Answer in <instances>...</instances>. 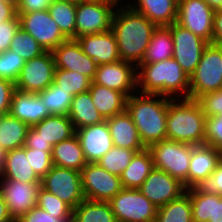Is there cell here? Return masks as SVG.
<instances>
[{"mask_svg":"<svg viewBox=\"0 0 222 222\" xmlns=\"http://www.w3.org/2000/svg\"><path fill=\"white\" fill-rule=\"evenodd\" d=\"M173 56V38L168 26H157L150 39L142 63H155Z\"/></svg>","mask_w":222,"mask_h":222,"instance_id":"cell-34","label":"cell"},{"mask_svg":"<svg viewBox=\"0 0 222 222\" xmlns=\"http://www.w3.org/2000/svg\"><path fill=\"white\" fill-rule=\"evenodd\" d=\"M54 83L75 96L89 91L92 80L79 72L56 68Z\"/></svg>","mask_w":222,"mask_h":222,"instance_id":"cell-38","label":"cell"},{"mask_svg":"<svg viewBox=\"0 0 222 222\" xmlns=\"http://www.w3.org/2000/svg\"><path fill=\"white\" fill-rule=\"evenodd\" d=\"M217 10L222 11V3H221L220 7Z\"/></svg>","mask_w":222,"mask_h":222,"instance_id":"cell-59","label":"cell"},{"mask_svg":"<svg viewBox=\"0 0 222 222\" xmlns=\"http://www.w3.org/2000/svg\"><path fill=\"white\" fill-rule=\"evenodd\" d=\"M16 85L8 80L0 78V116L9 114L12 95Z\"/></svg>","mask_w":222,"mask_h":222,"instance_id":"cell-49","label":"cell"},{"mask_svg":"<svg viewBox=\"0 0 222 222\" xmlns=\"http://www.w3.org/2000/svg\"><path fill=\"white\" fill-rule=\"evenodd\" d=\"M51 0H16L17 12H37L47 10Z\"/></svg>","mask_w":222,"mask_h":222,"instance_id":"cell-51","label":"cell"},{"mask_svg":"<svg viewBox=\"0 0 222 222\" xmlns=\"http://www.w3.org/2000/svg\"><path fill=\"white\" fill-rule=\"evenodd\" d=\"M0 179L16 180L19 182H41L29 162V148L9 150L6 152L5 164Z\"/></svg>","mask_w":222,"mask_h":222,"instance_id":"cell-25","label":"cell"},{"mask_svg":"<svg viewBox=\"0 0 222 222\" xmlns=\"http://www.w3.org/2000/svg\"><path fill=\"white\" fill-rule=\"evenodd\" d=\"M108 202L117 222H155L157 207L138 189L123 188Z\"/></svg>","mask_w":222,"mask_h":222,"instance_id":"cell-7","label":"cell"},{"mask_svg":"<svg viewBox=\"0 0 222 222\" xmlns=\"http://www.w3.org/2000/svg\"><path fill=\"white\" fill-rule=\"evenodd\" d=\"M138 190L157 208L186 192L184 184L167 172L154 168Z\"/></svg>","mask_w":222,"mask_h":222,"instance_id":"cell-17","label":"cell"},{"mask_svg":"<svg viewBox=\"0 0 222 222\" xmlns=\"http://www.w3.org/2000/svg\"><path fill=\"white\" fill-rule=\"evenodd\" d=\"M118 6L99 1H83L76 4V39L111 30L113 16Z\"/></svg>","mask_w":222,"mask_h":222,"instance_id":"cell-12","label":"cell"},{"mask_svg":"<svg viewBox=\"0 0 222 222\" xmlns=\"http://www.w3.org/2000/svg\"><path fill=\"white\" fill-rule=\"evenodd\" d=\"M86 1H99V2H104L108 4H113V5H121L123 4L121 0H86ZM120 3V4H119Z\"/></svg>","mask_w":222,"mask_h":222,"instance_id":"cell-57","label":"cell"},{"mask_svg":"<svg viewBox=\"0 0 222 222\" xmlns=\"http://www.w3.org/2000/svg\"><path fill=\"white\" fill-rule=\"evenodd\" d=\"M31 127L52 146L75 134L73 123L68 116L50 115Z\"/></svg>","mask_w":222,"mask_h":222,"instance_id":"cell-30","label":"cell"},{"mask_svg":"<svg viewBox=\"0 0 222 222\" xmlns=\"http://www.w3.org/2000/svg\"><path fill=\"white\" fill-rule=\"evenodd\" d=\"M51 52L56 68L76 71L93 80L97 64L83 52L77 40L68 39Z\"/></svg>","mask_w":222,"mask_h":222,"instance_id":"cell-18","label":"cell"},{"mask_svg":"<svg viewBox=\"0 0 222 222\" xmlns=\"http://www.w3.org/2000/svg\"><path fill=\"white\" fill-rule=\"evenodd\" d=\"M155 222H193L189 193L186 191L180 197L157 208Z\"/></svg>","mask_w":222,"mask_h":222,"instance_id":"cell-36","label":"cell"},{"mask_svg":"<svg viewBox=\"0 0 222 222\" xmlns=\"http://www.w3.org/2000/svg\"><path fill=\"white\" fill-rule=\"evenodd\" d=\"M212 43L222 46V11L215 10Z\"/></svg>","mask_w":222,"mask_h":222,"instance_id":"cell-53","label":"cell"},{"mask_svg":"<svg viewBox=\"0 0 222 222\" xmlns=\"http://www.w3.org/2000/svg\"><path fill=\"white\" fill-rule=\"evenodd\" d=\"M89 92L94 106L105 120L126 109L127 97L120 91L92 82Z\"/></svg>","mask_w":222,"mask_h":222,"instance_id":"cell-27","label":"cell"},{"mask_svg":"<svg viewBox=\"0 0 222 222\" xmlns=\"http://www.w3.org/2000/svg\"><path fill=\"white\" fill-rule=\"evenodd\" d=\"M47 10L61 32L68 39L76 40V4L62 0H51Z\"/></svg>","mask_w":222,"mask_h":222,"instance_id":"cell-35","label":"cell"},{"mask_svg":"<svg viewBox=\"0 0 222 222\" xmlns=\"http://www.w3.org/2000/svg\"><path fill=\"white\" fill-rule=\"evenodd\" d=\"M15 222H72V219H59L39 207H34Z\"/></svg>","mask_w":222,"mask_h":222,"instance_id":"cell-48","label":"cell"},{"mask_svg":"<svg viewBox=\"0 0 222 222\" xmlns=\"http://www.w3.org/2000/svg\"><path fill=\"white\" fill-rule=\"evenodd\" d=\"M125 5L121 4L116 8L111 31L115 35L121 60L137 67L142 63L157 25L127 4Z\"/></svg>","mask_w":222,"mask_h":222,"instance_id":"cell-1","label":"cell"},{"mask_svg":"<svg viewBox=\"0 0 222 222\" xmlns=\"http://www.w3.org/2000/svg\"><path fill=\"white\" fill-rule=\"evenodd\" d=\"M17 14L20 18V27L33 36L45 51L51 52L59 44L68 40L48 10L17 12Z\"/></svg>","mask_w":222,"mask_h":222,"instance_id":"cell-11","label":"cell"},{"mask_svg":"<svg viewBox=\"0 0 222 222\" xmlns=\"http://www.w3.org/2000/svg\"><path fill=\"white\" fill-rule=\"evenodd\" d=\"M222 160V152L206 144L192 145L188 172V189L206 179Z\"/></svg>","mask_w":222,"mask_h":222,"instance_id":"cell-22","label":"cell"},{"mask_svg":"<svg viewBox=\"0 0 222 222\" xmlns=\"http://www.w3.org/2000/svg\"><path fill=\"white\" fill-rule=\"evenodd\" d=\"M37 207L59 219H72L73 209L58 196L39 189Z\"/></svg>","mask_w":222,"mask_h":222,"instance_id":"cell-41","label":"cell"},{"mask_svg":"<svg viewBox=\"0 0 222 222\" xmlns=\"http://www.w3.org/2000/svg\"><path fill=\"white\" fill-rule=\"evenodd\" d=\"M125 3L141 13L157 26H168L177 22L178 0H135Z\"/></svg>","mask_w":222,"mask_h":222,"instance_id":"cell-24","label":"cell"},{"mask_svg":"<svg viewBox=\"0 0 222 222\" xmlns=\"http://www.w3.org/2000/svg\"><path fill=\"white\" fill-rule=\"evenodd\" d=\"M204 1L214 10H217L222 3V0H204Z\"/></svg>","mask_w":222,"mask_h":222,"instance_id":"cell-55","label":"cell"},{"mask_svg":"<svg viewBox=\"0 0 222 222\" xmlns=\"http://www.w3.org/2000/svg\"><path fill=\"white\" fill-rule=\"evenodd\" d=\"M52 151L29 148V162L37 176L42 179L53 166Z\"/></svg>","mask_w":222,"mask_h":222,"instance_id":"cell-44","label":"cell"},{"mask_svg":"<svg viewBox=\"0 0 222 222\" xmlns=\"http://www.w3.org/2000/svg\"><path fill=\"white\" fill-rule=\"evenodd\" d=\"M83 52L93 59L97 65L114 63L121 60L117 41L111 30L78 37Z\"/></svg>","mask_w":222,"mask_h":222,"instance_id":"cell-20","label":"cell"},{"mask_svg":"<svg viewBox=\"0 0 222 222\" xmlns=\"http://www.w3.org/2000/svg\"><path fill=\"white\" fill-rule=\"evenodd\" d=\"M87 163H97L112 147L113 141L107 121L75 130Z\"/></svg>","mask_w":222,"mask_h":222,"instance_id":"cell-19","label":"cell"},{"mask_svg":"<svg viewBox=\"0 0 222 222\" xmlns=\"http://www.w3.org/2000/svg\"><path fill=\"white\" fill-rule=\"evenodd\" d=\"M72 222H117L107 201L84 199L74 209Z\"/></svg>","mask_w":222,"mask_h":222,"instance_id":"cell-33","label":"cell"},{"mask_svg":"<svg viewBox=\"0 0 222 222\" xmlns=\"http://www.w3.org/2000/svg\"><path fill=\"white\" fill-rule=\"evenodd\" d=\"M80 176L85 199L108 202L123 189L120 177L98 163H87L80 171Z\"/></svg>","mask_w":222,"mask_h":222,"instance_id":"cell-9","label":"cell"},{"mask_svg":"<svg viewBox=\"0 0 222 222\" xmlns=\"http://www.w3.org/2000/svg\"><path fill=\"white\" fill-rule=\"evenodd\" d=\"M194 188L200 193L222 195V160L206 179L201 180Z\"/></svg>","mask_w":222,"mask_h":222,"instance_id":"cell-45","label":"cell"},{"mask_svg":"<svg viewBox=\"0 0 222 222\" xmlns=\"http://www.w3.org/2000/svg\"><path fill=\"white\" fill-rule=\"evenodd\" d=\"M17 16L16 0H0V23L15 19Z\"/></svg>","mask_w":222,"mask_h":222,"instance_id":"cell-52","label":"cell"},{"mask_svg":"<svg viewBox=\"0 0 222 222\" xmlns=\"http://www.w3.org/2000/svg\"><path fill=\"white\" fill-rule=\"evenodd\" d=\"M62 1L70 2V3H73V4H78V3H81V2L86 1V0H62Z\"/></svg>","mask_w":222,"mask_h":222,"instance_id":"cell-58","label":"cell"},{"mask_svg":"<svg viewBox=\"0 0 222 222\" xmlns=\"http://www.w3.org/2000/svg\"><path fill=\"white\" fill-rule=\"evenodd\" d=\"M68 117L72 121L75 130L105 121L94 106L89 91L73 97Z\"/></svg>","mask_w":222,"mask_h":222,"instance_id":"cell-31","label":"cell"},{"mask_svg":"<svg viewBox=\"0 0 222 222\" xmlns=\"http://www.w3.org/2000/svg\"><path fill=\"white\" fill-rule=\"evenodd\" d=\"M24 147L44 151H52L53 148V146L42 138L32 127H29L27 131Z\"/></svg>","mask_w":222,"mask_h":222,"instance_id":"cell-50","label":"cell"},{"mask_svg":"<svg viewBox=\"0 0 222 222\" xmlns=\"http://www.w3.org/2000/svg\"><path fill=\"white\" fill-rule=\"evenodd\" d=\"M55 69L54 58L49 51L26 61L15 83L16 89L29 93L45 90L54 82Z\"/></svg>","mask_w":222,"mask_h":222,"instance_id":"cell-14","label":"cell"},{"mask_svg":"<svg viewBox=\"0 0 222 222\" xmlns=\"http://www.w3.org/2000/svg\"><path fill=\"white\" fill-rule=\"evenodd\" d=\"M41 188L58 196L72 209L85 199L77 170L53 165L41 179Z\"/></svg>","mask_w":222,"mask_h":222,"instance_id":"cell-8","label":"cell"},{"mask_svg":"<svg viewBox=\"0 0 222 222\" xmlns=\"http://www.w3.org/2000/svg\"><path fill=\"white\" fill-rule=\"evenodd\" d=\"M38 96L48 108L51 115L68 116L73 100V95L59 88L54 82L45 90L40 91Z\"/></svg>","mask_w":222,"mask_h":222,"instance_id":"cell-37","label":"cell"},{"mask_svg":"<svg viewBox=\"0 0 222 222\" xmlns=\"http://www.w3.org/2000/svg\"><path fill=\"white\" fill-rule=\"evenodd\" d=\"M206 115L197 100L171 99L166 121V139L202 145L205 141Z\"/></svg>","mask_w":222,"mask_h":222,"instance_id":"cell-4","label":"cell"},{"mask_svg":"<svg viewBox=\"0 0 222 222\" xmlns=\"http://www.w3.org/2000/svg\"><path fill=\"white\" fill-rule=\"evenodd\" d=\"M173 38V58L190 77L196 70L208 42L177 22L168 25Z\"/></svg>","mask_w":222,"mask_h":222,"instance_id":"cell-10","label":"cell"},{"mask_svg":"<svg viewBox=\"0 0 222 222\" xmlns=\"http://www.w3.org/2000/svg\"><path fill=\"white\" fill-rule=\"evenodd\" d=\"M136 76L139 93L172 99L189 98L190 77L173 57L155 63H140L136 67Z\"/></svg>","mask_w":222,"mask_h":222,"instance_id":"cell-3","label":"cell"},{"mask_svg":"<svg viewBox=\"0 0 222 222\" xmlns=\"http://www.w3.org/2000/svg\"><path fill=\"white\" fill-rule=\"evenodd\" d=\"M25 60L16 52L7 50L0 53V78L16 83Z\"/></svg>","mask_w":222,"mask_h":222,"instance_id":"cell-42","label":"cell"},{"mask_svg":"<svg viewBox=\"0 0 222 222\" xmlns=\"http://www.w3.org/2000/svg\"><path fill=\"white\" fill-rule=\"evenodd\" d=\"M0 222H15L12 216L9 214L7 204L0 192Z\"/></svg>","mask_w":222,"mask_h":222,"instance_id":"cell-54","label":"cell"},{"mask_svg":"<svg viewBox=\"0 0 222 222\" xmlns=\"http://www.w3.org/2000/svg\"><path fill=\"white\" fill-rule=\"evenodd\" d=\"M204 144L210 145L222 152V116L214 115L206 117L205 141Z\"/></svg>","mask_w":222,"mask_h":222,"instance_id":"cell-43","label":"cell"},{"mask_svg":"<svg viewBox=\"0 0 222 222\" xmlns=\"http://www.w3.org/2000/svg\"><path fill=\"white\" fill-rule=\"evenodd\" d=\"M9 50L16 52L25 61L31 60L46 52L36 39L21 27L13 36Z\"/></svg>","mask_w":222,"mask_h":222,"instance_id":"cell-40","label":"cell"},{"mask_svg":"<svg viewBox=\"0 0 222 222\" xmlns=\"http://www.w3.org/2000/svg\"><path fill=\"white\" fill-rule=\"evenodd\" d=\"M172 98L159 94L136 92L126 100V111L135 124L143 145L166 139V121L169 101Z\"/></svg>","mask_w":222,"mask_h":222,"instance_id":"cell-2","label":"cell"},{"mask_svg":"<svg viewBox=\"0 0 222 222\" xmlns=\"http://www.w3.org/2000/svg\"><path fill=\"white\" fill-rule=\"evenodd\" d=\"M135 153V150L113 146L97 163L111 174L120 177Z\"/></svg>","mask_w":222,"mask_h":222,"instance_id":"cell-39","label":"cell"},{"mask_svg":"<svg viewBox=\"0 0 222 222\" xmlns=\"http://www.w3.org/2000/svg\"><path fill=\"white\" fill-rule=\"evenodd\" d=\"M92 82L120 91L128 98L137 92L136 66L123 60L97 65Z\"/></svg>","mask_w":222,"mask_h":222,"instance_id":"cell-15","label":"cell"},{"mask_svg":"<svg viewBox=\"0 0 222 222\" xmlns=\"http://www.w3.org/2000/svg\"><path fill=\"white\" fill-rule=\"evenodd\" d=\"M222 89V46L208 43L195 72L190 76L189 99Z\"/></svg>","mask_w":222,"mask_h":222,"instance_id":"cell-6","label":"cell"},{"mask_svg":"<svg viewBox=\"0 0 222 222\" xmlns=\"http://www.w3.org/2000/svg\"><path fill=\"white\" fill-rule=\"evenodd\" d=\"M189 193L193 222H222V195L198 192L194 187Z\"/></svg>","mask_w":222,"mask_h":222,"instance_id":"cell-26","label":"cell"},{"mask_svg":"<svg viewBox=\"0 0 222 222\" xmlns=\"http://www.w3.org/2000/svg\"><path fill=\"white\" fill-rule=\"evenodd\" d=\"M112 137L113 146L140 152L146 147L143 145L138 130L130 115L125 110L106 119Z\"/></svg>","mask_w":222,"mask_h":222,"instance_id":"cell-23","label":"cell"},{"mask_svg":"<svg viewBox=\"0 0 222 222\" xmlns=\"http://www.w3.org/2000/svg\"><path fill=\"white\" fill-rule=\"evenodd\" d=\"M214 12L204 0H178L177 23L212 43Z\"/></svg>","mask_w":222,"mask_h":222,"instance_id":"cell-13","label":"cell"},{"mask_svg":"<svg viewBox=\"0 0 222 222\" xmlns=\"http://www.w3.org/2000/svg\"><path fill=\"white\" fill-rule=\"evenodd\" d=\"M20 28V18L0 23V53L9 50L13 36Z\"/></svg>","mask_w":222,"mask_h":222,"instance_id":"cell-47","label":"cell"},{"mask_svg":"<svg viewBox=\"0 0 222 222\" xmlns=\"http://www.w3.org/2000/svg\"><path fill=\"white\" fill-rule=\"evenodd\" d=\"M147 149L152 155L154 168L179 179L188 189L191 144L165 139L151 144Z\"/></svg>","mask_w":222,"mask_h":222,"instance_id":"cell-5","label":"cell"},{"mask_svg":"<svg viewBox=\"0 0 222 222\" xmlns=\"http://www.w3.org/2000/svg\"><path fill=\"white\" fill-rule=\"evenodd\" d=\"M154 169L150 151L146 148L136 152L120 176L123 188L138 189Z\"/></svg>","mask_w":222,"mask_h":222,"instance_id":"cell-29","label":"cell"},{"mask_svg":"<svg viewBox=\"0 0 222 222\" xmlns=\"http://www.w3.org/2000/svg\"><path fill=\"white\" fill-rule=\"evenodd\" d=\"M41 182H19L0 179V192L7 204L9 214L14 220L20 219L36 207Z\"/></svg>","mask_w":222,"mask_h":222,"instance_id":"cell-16","label":"cell"},{"mask_svg":"<svg viewBox=\"0 0 222 222\" xmlns=\"http://www.w3.org/2000/svg\"><path fill=\"white\" fill-rule=\"evenodd\" d=\"M51 156L53 165L79 172L87 164L76 134L54 145Z\"/></svg>","mask_w":222,"mask_h":222,"instance_id":"cell-28","label":"cell"},{"mask_svg":"<svg viewBox=\"0 0 222 222\" xmlns=\"http://www.w3.org/2000/svg\"><path fill=\"white\" fill-rule=\"evenodd\" d=\"M197 101L200 103L206 117L222 116V90L209 92L200 96Z\"/></svg>","mask_w":222,"mask_h":222,"instance_id":"cell-46","label":"cell"},{"mask_svg":"<svg viewBox=\"0 0 222 222\" xmlns=\"http://www.w3.org/2000/svg\"><path fill=\"white\" fill-rule=\"evenodd\" d=\"M29 126L10 114L0 116V148L6 152L22 148Z\"/></svg>","mask_w":222,"mask_h":222,"instance_id":"cell-32","label":"cell"},{"mask_svg":"<svg viewBox=\"0 0 222 222\" xmlns=\"http://www.w3.org/2000/svg\"><path fill=\"white\" fill-rule=\"evenodd\" d=\"M9 114L29 127L51 115L38 93L22 92L17 89L12 95Z\"/></svg>","mask_w":222,"mask_h":222,"instance_id":"cell-21","label":"cell"},{"mask_svg":"<svg viewBox=\"0 0 222 222\" xmlns=\"http://www.w3.org/2000/svg\"><path fill=\"white\" fill-rule=\"evenodd\" d=\"M6 158V151L0 148V174L3 172Z\"/></svg>","mask_w":222,"mask_h":222,"instance_id":"cell-56","label":"cell"}]
</instances>
